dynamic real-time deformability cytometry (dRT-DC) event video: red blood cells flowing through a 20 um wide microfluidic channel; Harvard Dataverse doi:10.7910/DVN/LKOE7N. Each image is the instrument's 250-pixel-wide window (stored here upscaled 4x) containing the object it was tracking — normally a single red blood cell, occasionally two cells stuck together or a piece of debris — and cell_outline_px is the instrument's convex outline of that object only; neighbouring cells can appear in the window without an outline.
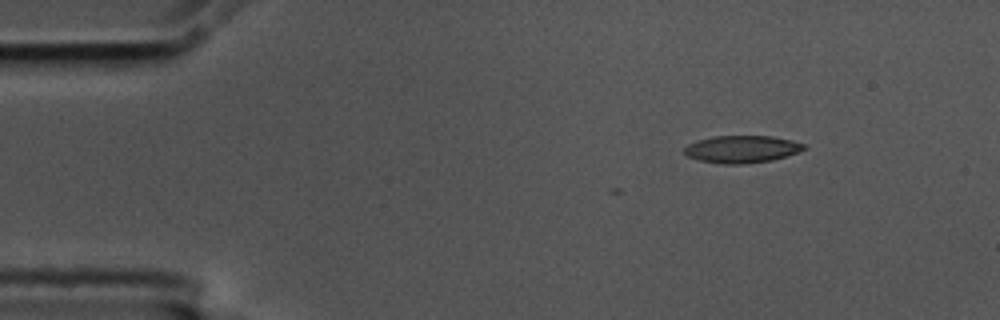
{"species": "common noctule bat (a hibernating species)", "species_latin": "Nyctalus noctula", "temperature_condition": "cold", "stored_images_in_passage": 3, "camera_frame_rate_fps": 3000, "um_per_image_px": 0.085, "animal": {"sex": "male", "body_mass_g": 17.5, "forearm_length_mm": 52.3}, "frame": {"image": 1, "passage_image": 1, "time_ms": 0.0, "image_size_px": [1000, 320], "cell_outline_px": [[808, 148], [800, 152], [772, 160], [744, 164], [724, 164], [700, 160], [688, 156], [684, 152], [684, 148], [688, 144], [696, 140], [712, 136], [772, 136], [792, 140], [804, 144]], "centroid_in_image_um": [63.08, 12.67], "position_along_channel_um": 21.9, "area_um2": 19.13}}